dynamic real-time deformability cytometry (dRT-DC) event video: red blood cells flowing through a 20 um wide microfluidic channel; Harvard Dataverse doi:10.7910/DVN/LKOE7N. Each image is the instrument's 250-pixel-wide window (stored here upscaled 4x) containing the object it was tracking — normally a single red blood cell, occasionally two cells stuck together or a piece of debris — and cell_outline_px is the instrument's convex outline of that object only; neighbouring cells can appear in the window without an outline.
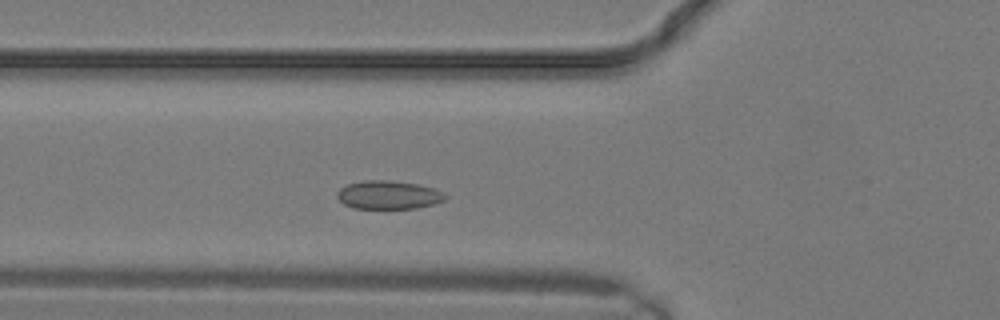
{"species": "common noctule bat (a hibernating species)", "species_latin": "Nyctalus noctula", "temperature_condition": "warm", "stored_images_in_passage": 10, "camera_frame_rate_fps": 3000, "um_per_image_px": 0.085, "animal": {"sex": "male", "body_mass_g": 19.2, "forearm_length_mm": 51.8}, "frame": {"image": 1, "passage_image": 5, "time_ms": 1.333, "image_size_px": [1000, 320], "cell_outline_px": [[448, 196], [444, 200], [432, 204], [416, 208], [352, 208], [344, 204], [336, 196], [336, 192], [340, 188], [348, 184], [364, 180], [388, 180], [420, 184], [444, 192]], "centroid_in_image_um": [33.01, 16.56], "position_along_channel_um": 92.8, "area_um2": 17.92}}
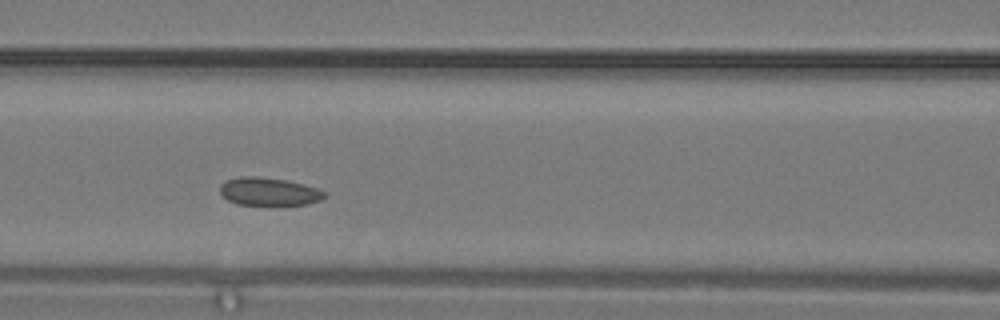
{"frame": {"image": 2, "passage_image": 7, "time_ms": 2.0, "image_size_px": [1000, 320], "cell_outline_px": [[328, 196], [320, 200], [308, 204], [236, 204], [228, 200], [220, 192], [220, 184], [228, 180], [240, 176], [256, 176], [284, 180], [304, 184], [328, 192]], "centroid_in_image_um": [22.89, 16.27], "position_along_channel_um": 143.7, "area_um2": 16.88}}
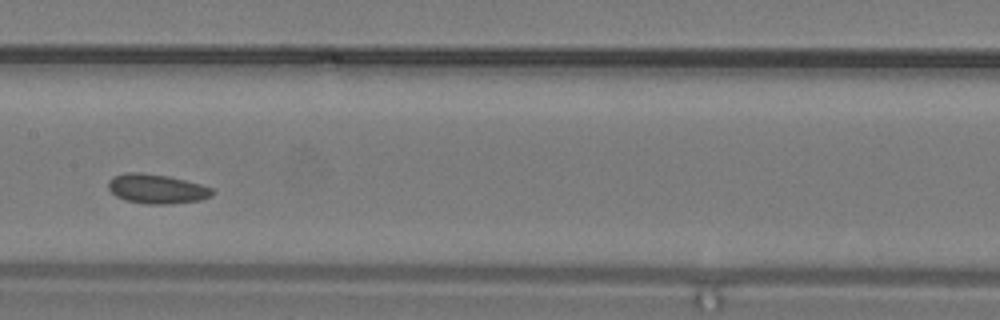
{"frame": {"image": 3, "passage_image": 9, "time_ms": 2.667, "image_size_px": [1000, 320], "cell_outline_px": [[216, 192], [200, 200], [164, 204], [148, 204], [124, 200], [116, 196], [108, 188], [108, 180], [112, 176], [128, 172], [140, 172], [168, 176], [200, 184], [212, 188]], "centroid_in_image_um": [13.28, 16.04], "position_along_channel_um": 194.1, "area_um2": 17.74}}